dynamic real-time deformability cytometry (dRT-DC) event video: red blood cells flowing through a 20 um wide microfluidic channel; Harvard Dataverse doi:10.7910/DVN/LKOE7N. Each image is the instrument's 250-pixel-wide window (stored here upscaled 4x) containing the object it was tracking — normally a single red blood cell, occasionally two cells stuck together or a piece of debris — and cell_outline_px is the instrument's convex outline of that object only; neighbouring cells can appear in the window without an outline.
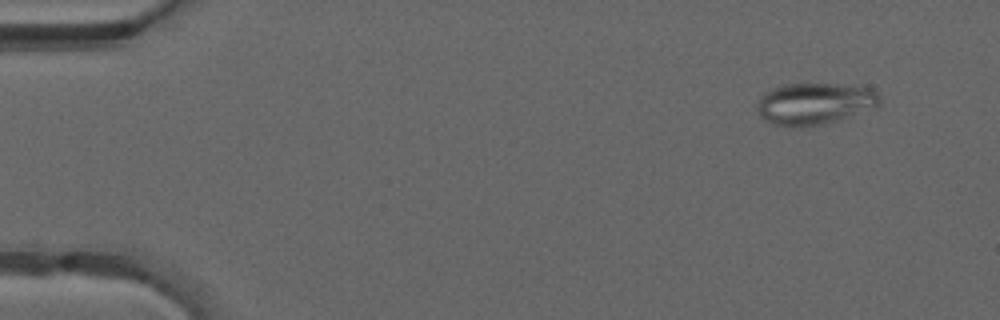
{"species": "common noctule bat (a hibernating species)", "species_latin": "Nyctalus noctula", "temperature_condition": "warm", "stored_images_in_passage": 48, "camera_frame_rate_fps": 3000, "um_per_image_px": 0.085, "animal": {"sex": "male", "forearm_length_mm": 52.5}, "frame": {"image": 1, "passage_image": 4, "time_ms": 1.0, "image_size_px": [1000, 320], "cell_outline_px": [[880, 104], [876, 108], [836, 120], [820, 124], [800, 128], [776, 124], [760, 116], [756, 108], [756, 104], [760, 96], [764, 92], [772, 88], [784, 84], [836, 84], [872, 88], [880, 96]], "centroid_in_image_um": [69.24, 8.8], "position_along_channel_um": 15.8, "area_um2": 29.77}}
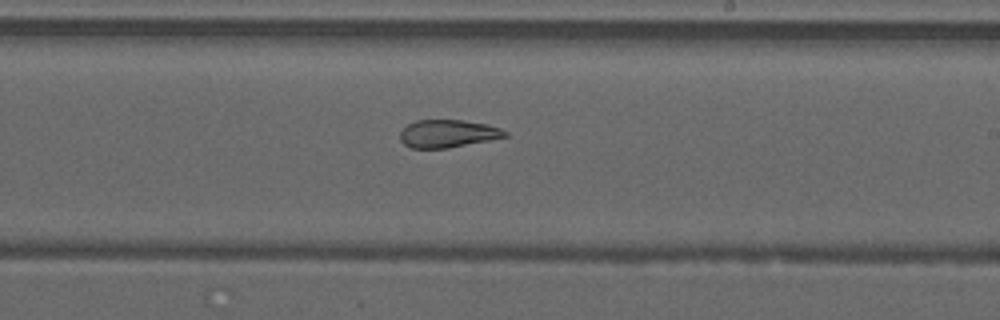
{"frame": {"image": 2, "passage_image": 29, "time_ms": 9.333, "image_size_px": [1000, 320], "cell_outline_px": [[508, 136], [448, 148], [412, 148], [404, 144], [400, 140], [400, 132], [408, 124], [416, 120], [464, 120], [484, 124], [500, 128], [508, 132]], "centroid_in_image_um": [38.04, 11.35], "position_along_channel_um": 251.0, "area_um2": 16.82}}
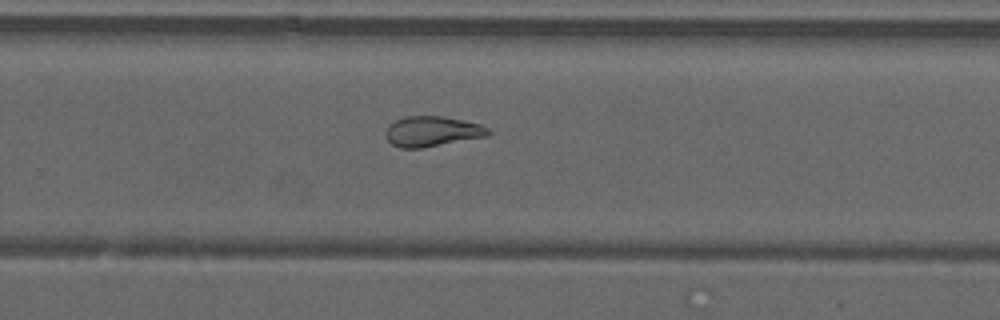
{"frame": {"image": 3, "passage_image": 32, "time_ms": 10.333, "image_size_px": [1000, 320], "cell_outline_px": [[492, 132], [488, 136], [420, 148], [400, 148], [392, 144], [384, 136], [384, 132], [388, 124], [404, 116], [440, 116], [480, 124], [488, 128]], "centroid_in_image_um": [36.69, 11.17], "position_along_channel_um": 293.1, "area_um2": 18.09}, "authors_computed_cell_mechanics": {"area_um2": 21.5883, "velocity_mm_per_s": 4.2466, "shape_relaxation_time_tau1_ms": null, "shape_relaxation_time_tau2_ms": 1.6186, "deformation_change_tau1": null, "deformation_change_tau2": 0.0819}}